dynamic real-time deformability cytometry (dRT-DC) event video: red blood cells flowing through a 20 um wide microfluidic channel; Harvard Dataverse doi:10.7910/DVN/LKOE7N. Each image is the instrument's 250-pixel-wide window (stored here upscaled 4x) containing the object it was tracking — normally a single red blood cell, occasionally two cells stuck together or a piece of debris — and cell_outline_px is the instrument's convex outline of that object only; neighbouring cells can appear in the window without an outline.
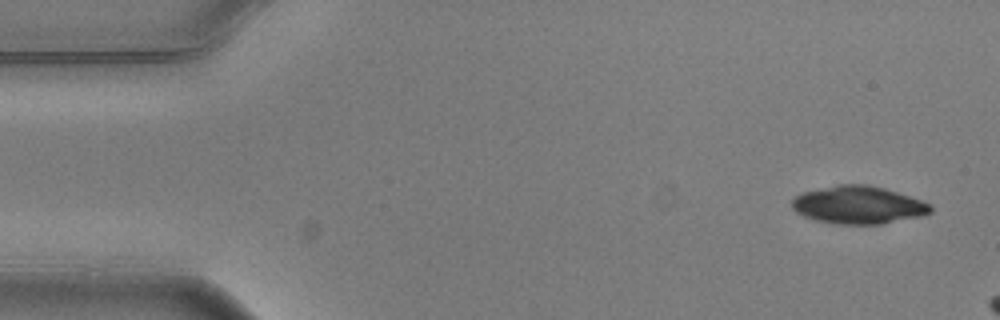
{"species": "common noctule bat (a hibernating species)", "species_latin": "Nyctalus noctula", "temperature_condition": "warm", "stored_images_in_passage": 5, "camera_frame_rate_fps": 3000, "um_per_image_px": 0.085, "animal": {"sex": "male", "body_mass_g": 20.5, "forearm_length_mm": 52.5}, "frame": {"image": 1, "passage_image": 1, "time_ms": 0.0, "image_size_px": [1000, 320], "cell_outline_px": [[932, 212], [924, 216], [880, 224], [832, 224], [812, 220], [796, 212], [792, 208], [792, 200], [796, 196], [804, 192], [836, 184], [868, 184], [884, 188], [932, 204]], "centroid_in_image_um": [72.96, 17.43], "position_along_channel_um": 12.0, "area_um2": 30.69}}